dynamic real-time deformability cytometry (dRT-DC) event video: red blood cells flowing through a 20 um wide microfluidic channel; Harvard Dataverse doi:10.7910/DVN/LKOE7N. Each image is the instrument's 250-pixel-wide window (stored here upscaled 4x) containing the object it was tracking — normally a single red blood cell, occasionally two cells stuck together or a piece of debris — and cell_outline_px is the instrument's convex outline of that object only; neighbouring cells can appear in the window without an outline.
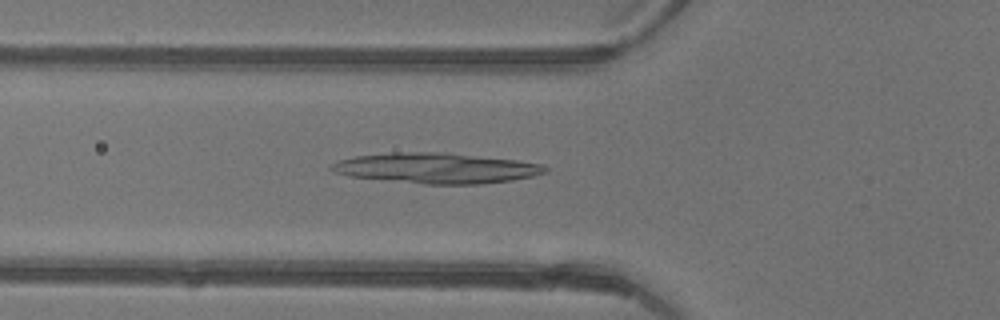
{"species": "common noctule bat (a hibernating species)", "species_latin": "Nyctalus noctula", "temperature_condition": "warm", "stored_images_in_passage": 11, "camera_frame_rate_fps": 3000, "um_per_image_px": 0.085, "animal": {"sex": "female"}, "frame": {"image": 1, "passage_image": 7, "time_ms": 2.0, "image_size_px": [1000, 320], "cell_outline_px": [[548, 172], [532, 176], [512, 180], [480, 184], [424, 184], [348, 176], [336, 172], [328, 168], [332, 164], [340, 160], [356, 156], [392, 152], [444, 152], [516, 160], [540, 164], [548, 168]], "centroid_in_image_um": [37.09, 14.29], "position_along_channel_um": 88.7, "area_um2": 37.69}}
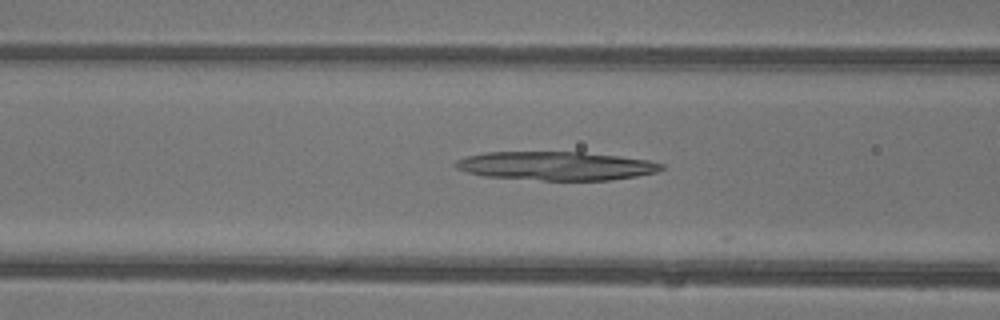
{"frame": {"image": 2, "passage_image": 9, "time_ms": 2.667, "image_size_px": [1000, 320], "cell_outline_px": [[664, 168], [656, 172], [636, 176], [608, 180], [544, 180], [484, 176], [468, 172], [456, 168], [452, 164], [456, 160], [464, 156], [488, 152], [580, 152], [620, 156], [648, 160], [664, 164]], "centroid_in_image_um": [47.24, 14.09], "position_along_channel_um": 119.4, "area_um2": 34.28}}